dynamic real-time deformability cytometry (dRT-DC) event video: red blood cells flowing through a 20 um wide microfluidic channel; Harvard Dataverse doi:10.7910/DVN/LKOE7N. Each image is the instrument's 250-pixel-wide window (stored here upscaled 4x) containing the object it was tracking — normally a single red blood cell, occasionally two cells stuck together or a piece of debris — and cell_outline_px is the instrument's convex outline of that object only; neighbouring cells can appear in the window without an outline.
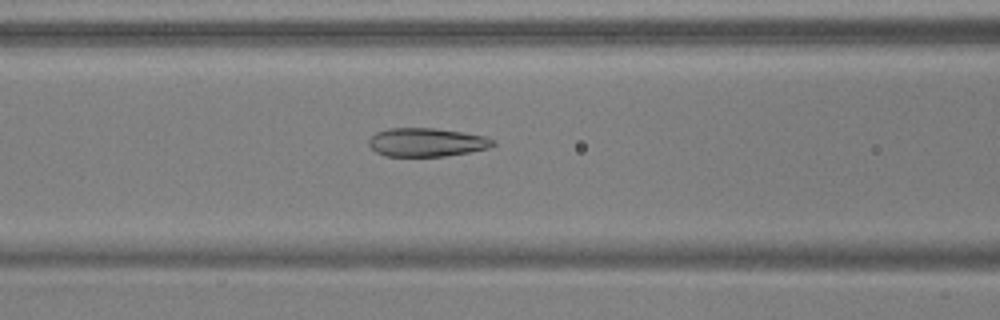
{"species": "common noctule bat (a hibernating species)", "species_latin": "Nyctalus noctula", "temperature_condition": "warm", "stored_images_in_passage": 52, "camera_frame_rate_fps": 3000, "um_per_image_px": 0.085, "animal": {"sex": "male", "body_mass_g": 17.9, "forearm_length_mm": 54.2}, "frame": {"image": 1, "passage_image": 22, "time_ms": 7.0, "image_size_px": [1000, 320], "cell_outline_px": [[496, 144], [488, 148], [468, 152], [444, 156], [384, 156], [376, 152], [368, 144], [368, 140], [376, 132], [388, 128], [436, 128], [464, 132], [484, 136], [496, 140]], "centroid_in_image_um": [36.26, 12.09], "position_along_channel_um": 130.3, "area_um2": 20.75}}
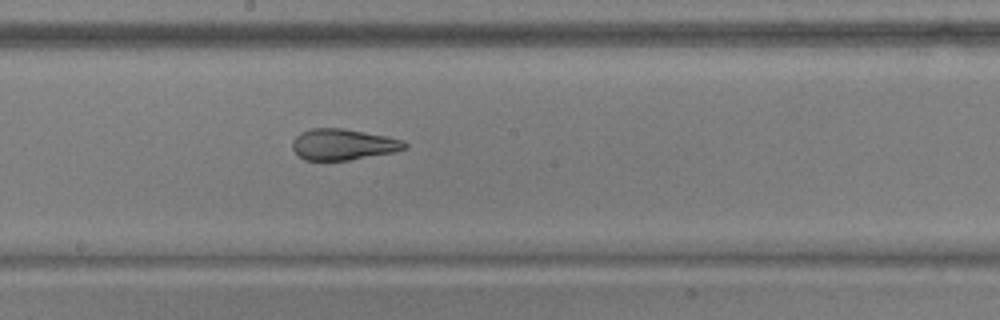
{"frame": {"image": 2, "passage_image": 29, "time_ms": 9.333, "image_size_px": [1000, 320], "cell_outline_px": [[408, 148], [396, 152], [348, 160], [304, 160], [292, 148], [292, 140], [300, 132], [312, 128], [344, 128], [388, 136], [404, 140], [408, 144]], "centroid_in_image_um": [29.21, 12.27], "position_along_channel_um": 219.0, "area_um2": 20.58}}
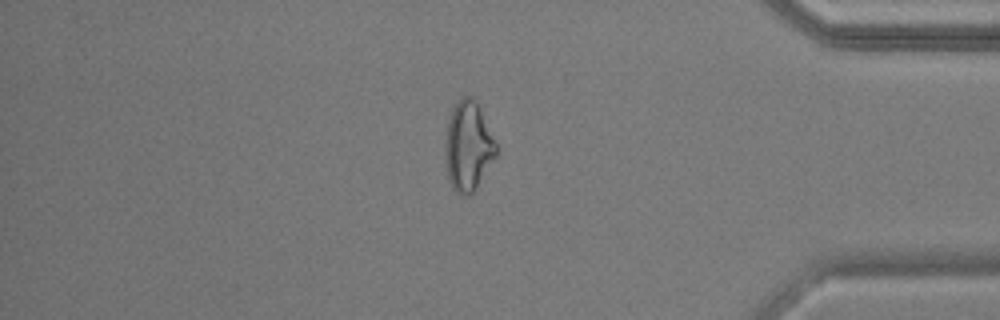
{"frame": {"image": 3, "passage_image": 45, "time_ms": 14.667, "image_size_px": [1000, 320], "cell_outline_px": [[496, 156], [476, 188], [468, 196], [464, 196], [456, 192], [452, 188], [448, 180], [444, 156], [444, 144], [448, 120], [452, 108], [464, 96], [472, 96], [476, 100], [496, 144]], "centroid_in_image_um": [39.75, 12.45], "position_along_channel_um": 395.4, "area_um2": 26.53}, "authors_computed_cell_mechanics": {"area_um2": 23.2934, "velocity_mm_per_s": 3.8082, "shape_relaxation_time_tau1_ms": null, "shape_relaxation_time_tau2_ms": 1.4869, "deformation_change_tau1": null, "deformation_change_tau2": 0.0703}}